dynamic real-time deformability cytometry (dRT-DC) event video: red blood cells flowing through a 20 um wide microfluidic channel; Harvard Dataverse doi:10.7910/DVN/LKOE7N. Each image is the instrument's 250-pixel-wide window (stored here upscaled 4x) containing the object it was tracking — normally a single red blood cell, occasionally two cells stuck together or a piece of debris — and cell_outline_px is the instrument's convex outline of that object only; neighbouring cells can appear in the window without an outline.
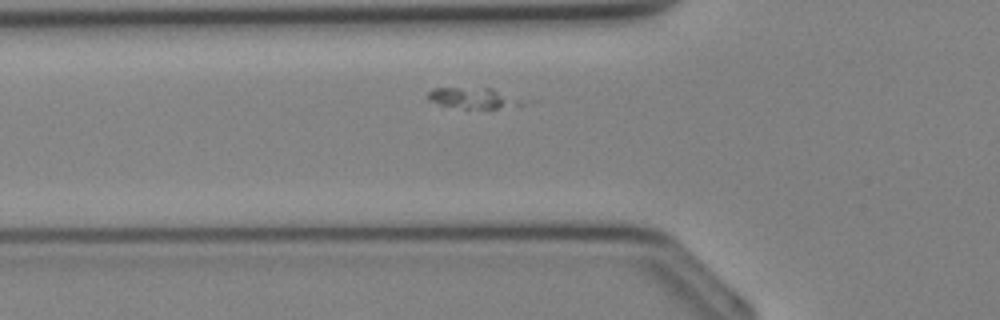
{"species": "Egyptian fruit bat (a non-hibernating species)", "species_latin": "Rousettus aegyptiacus", "temperature_condition": "cold", "stored_images_in_passage": 28, "camera_frame_rate_fps": 3000, "um_per_image_px": 0.085, "animal": {"sex": "female"}, "frame": {"image": 1, "passage_image": 5, "time_ms": 1.333, "image_size_px": [1000, 320], "cell_outline_px": [[536, 100], [520, 108], [464, 108], [440, 104], [428, 100], [424, 96], [432, 88], [492, 88]], "centroid_in_image_um": [40.53, 8.34], "position_along_channel_um": 85.3, "area_um2": 12.43}}
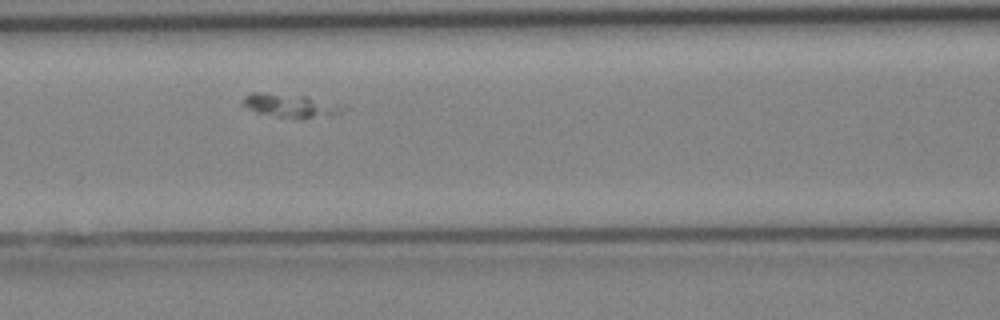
{"frame": {"image": 2, "passage_image": 8, "time_ms": 2.333, "image_size_px": [1000, 320], "cell_outline_px": [[344, 108], [340, 112], [332, 116], [280, 116], [260, 112], [244, 104], [240, 100], [244, 96], [252, 92], [260, 92], [308, 96]], "centroid_in_image_um": [24.6, 8.92], "position_along_channel_um": 142.0, "area_um2": 12.54}}
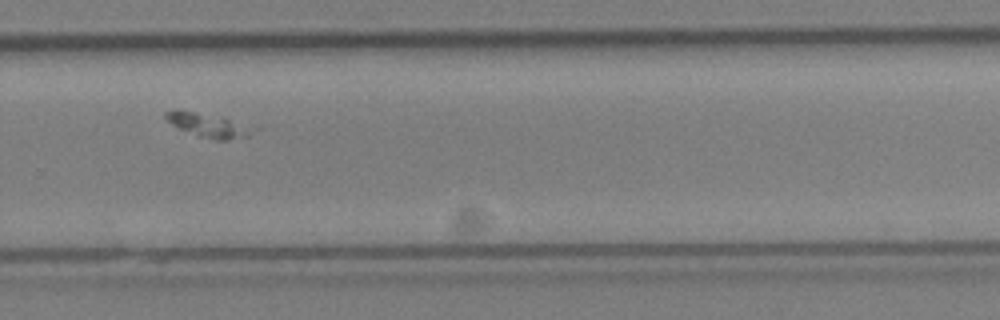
{"frame": {"image": 3, "passage_image": 17, "time_ms": 5.333, "image_size_px": [1000, 320], "cell_outline_px": [[248, 136], [228, 140], [216, 140], [200, 136], [180, 128], [164, 120], [164, 112], [172, 108], [176, 108], [224, 116], [248, 132]], "centroid_in_image_um": [17.42, 10.58], "position_along_channel_um": 312.4, "area_um2": 11.62}}